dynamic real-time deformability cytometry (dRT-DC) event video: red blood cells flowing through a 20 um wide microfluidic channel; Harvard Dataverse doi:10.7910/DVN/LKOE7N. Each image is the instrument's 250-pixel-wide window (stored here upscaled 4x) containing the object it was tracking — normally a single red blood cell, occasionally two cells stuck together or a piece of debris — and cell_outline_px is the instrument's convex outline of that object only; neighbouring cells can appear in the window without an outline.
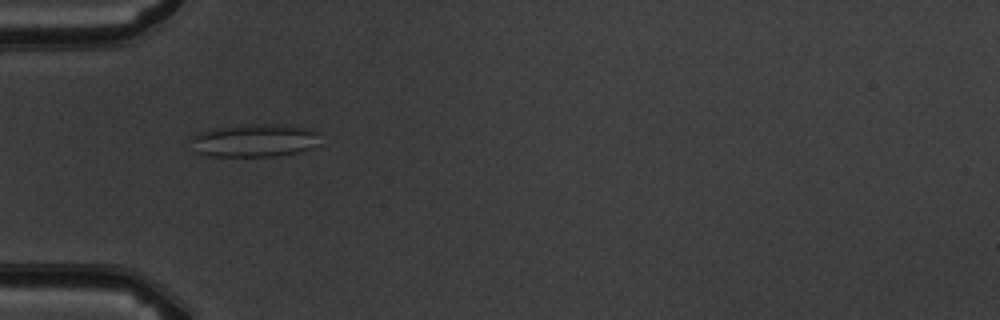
{"species": "common noctule bat (a hibernating species)", "species_latin": "Nyctalus noctula", "temperature_condition": "warm", "stored_images_in_passage": 7, "camera_frame_rate_fps": 3000, "um_per_image_px": 0.085, "animal": {"sex": "male", "body_mass_g": 19.5, "forearm_length_mm": 54.6}, "frame": {"image": 1, "passage_image": 5, "time_ms": 4.333, "image_size_px": [1000, 320], "cell_outline_px": [[324, 132], [320, 144], [312, 148], [300, 152], [276, 156], [208, 156], [196, 152], [192, 140], [192, 136], [196, 132], [212, 128], [248, 124], [276, 124], [312, 128]], "centroid_in_image_um": [21.75, 11.92], "position_along_channel_um": 63.3, "area_um2": 25.55}}
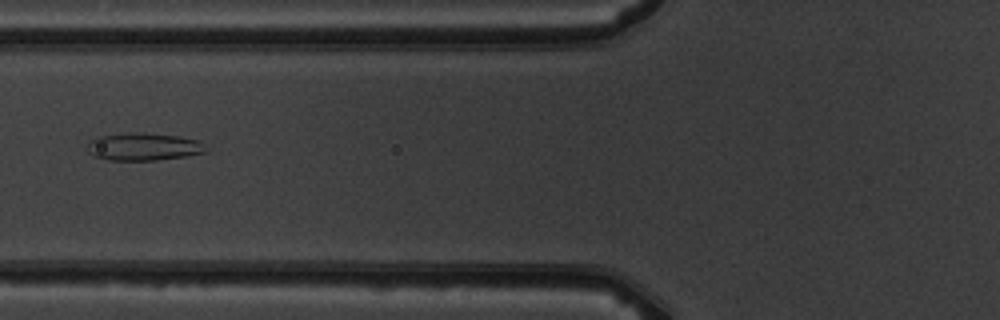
{"frame": {"image": 2, "passage_image": 6, "time_ms": 5.667, "image_size_px": [1000, 320], "cell_outline_px": [[208, 152], [188, 156], [156, 160], [108, 160], [92, 156], [88, 152], [88, 144], [96, 136], [132, 132], [176, 136], [200, 140], [204, 144]], "centroid_in_image_um": [12.21, 12.48], "position_along_channel_um": 113.6, "area_um2": 19.13}}